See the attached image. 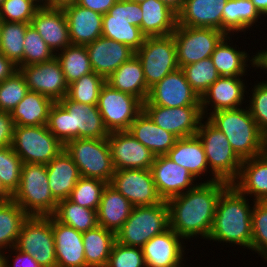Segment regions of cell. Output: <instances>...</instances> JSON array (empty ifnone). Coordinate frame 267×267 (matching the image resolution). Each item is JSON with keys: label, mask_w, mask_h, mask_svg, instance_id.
Instances as JSON below:
<instances>
[{"label": "cell", "mask_w": 267, "mask_h": 267, "mask_svg": "<svg viewBox=\"0 0 267 267\" xmlns=\"http://www.w3.org/2000/svg\"><path fill=\"white\" fill-rule=\"evenodd\" d=\"M232 184L242 194L252 197V201H267V156L263 153L244 159L239 176Z\"/></svg>", "instance_id": "28"}, {"label": "cell", "mask_w": 267, "mask_h": 267, "mask_svg": "<svg viewBox=\"0 0 267 267\" xmlns=\"http://www.w3.org/2000/svg\"><path fill=\"white\" fill-rule=\"evenodd\" d=\"M35 4H37L40 8L47 7V0H32Z\"/></svg>", "instance_id": "63"}, {"label": "cell", "mask_w": 267, "mask_h": 267, "mask_svg": "<svg viewBox=\"0 0 267 267\" xmlns=\"http://www.w3.org/2000/svg\"><path fill=\"white\" fill-rule=\"evenodd\" d=\"M133 207L149 206L162 202L150 169H122L116 170L109 183Z\"/></svg>", "instance_id": "15"}, {"label": "cell", "mask_w": 267, "mask_h": 267, "mask_svg": "<svg viewBox=\"0 0 267 267\" xmlns=\"http://www.w3.org/2000/svg\"><path fill=\"white\" fill-rule=\"evenodd\" d=\"M52 216L58 222L73 227L81 233L99 225L97 211L82 207L69 199L58 201L57 208Z\"/></svg>", "instance_id": "40"}, {"label": "cell", "mask_w": 267, "mask_h": 267, "mask_svg": "<svg viewBox=\"0 0 267 267\" xmlns=\"http://www.w3.org/2000/svg\"><path fill=\"white\" fill-rule=\"evenodd\" d=\"M18 70L30 91L46 95L54 102L67 96L69 85L56 57L48 62L22 66Z\"/></svg>", "instance_id": "18"}, {"label": "cell", "mask_w": 267, "mask_h": 267, "mask_svg": "<svg viewBox=\"0 0 267 267\" xmlns=\"http://www.w3.org/2000/svg\"><path fill=\"white\" fill-rule=\"evenodd\" d=\"M106 267H146L142 248L115 241Z\"/></svg>", "instance_id": "51"}, {"label": "cell", "mask_w": 267, "mask_h": 267, "mask_svg": "<svg viewBox=\"0 0 267 267\" xmlns=\"http://www.w3.org/2000/svg\"><path fill=\"white\" fill-rule=\"evenodd\" d=\"M1 22H2V20L0 19V33H1Z\"/></svg>", "instance_id": "66"}, {"label": "cell", "mask_w": 267, "mask_h": 267, "mask_svg": "<svg viewBox=\"0 0 267 267\" xmlns=\"http://www.w3.org/2000/svg\"><path fill=\"white\" fill-rule=\"evenodd\" d=\"M106 79L95 72L82 76L69 84L67 97L77 103L98 105L99 94Z\"/></svg>", "instance_id": "43"}, {"label": "cell", "mask_w": 267, "mask_h": 267, "mask_svg": "<svg viewBox=\"0 0 267 267\" xmlns=\"http://www.w3.org/2000/svg\"><path fill=\"white\" fill-rule=\"evenodd\" d=\"M106 83L114 89L137 97L143 103L147 100L150 91L144 78L141 62L136 55L114 71L106 79Z\"/></svg>", "instance_id": "35"}, {"label": "cell", "mask_w": 267, "mask_h": 267, "mask_svg": "<svg viewBox=\"0 0 267 267\" xmlns=\"http://www.w3.org/2000/svg\"><path fill=\"white\" fill-rule=\"evenodd\" d=\"M73 45H87L102 36L103 15L78 4L63 8Z\"/></svg>", "instance_id": "25"}, {"label": "cell", "mask_w": 267, "mask_h": 267, "mask_svg": "<svg viewBox=\"0 0 267 267\" xmlns=\"http://www.w3.org/2000/svg\"><path fill=\"white\" fill-rule=\"evenodd\" d=\"M22 164L11 145L0 147V179L12 195L19 186Z\"/></svg>", "instance_id": "48"}, {"label": "cell", "mask_w": 267, "mask_h": 267, "mask_svg": "<svg viewBox=\"0 0 267 267\" xmlns=\"http://www.w3.org/2000/svg\"><path fill=\"white\" fill-rule=\"evenodd\" d=\"M16 71H18L17 66L0 53V83L11 77Z\"/></svg>", "instance_id": "56"}, {"label": "cell", "mask_w": 267, "mask_h": 267, "mask_svg": "<svg viewBox=\"0 0 267 267\" xmlns=\"http://www.w3.org/2000/svg\"><path fill=\"white\" fill-rule=\"evenodd\" d=\"M202 119L196 135L203 144L212 176L204 182L225 181L232 184L239 176L242 159L232 149L225 134L207 118Z\"/></svg>", "instance_id": "5"}, {"label": "cell", "mask_w": 267, "mask_h": 267, "mask_svg": "<svg viewBox=\"0 0 267 267\" xmlns=\"http://www.w3.org/2000/svg\"><path fill=\"white\" fill-rule=\"evenodd\" d=\"M143 105L162 107L201 106L200 96L187 82L184 71L179 68L165 76L150 88Z\"/></svg>", "instance_id": "16"}, {"label": "cell", "mask_w": 267, "mask_h": 267, "mask_svg": "<svg viewBox=\"0 0 267 267\" xmlns=\"http://www.w3.org/2000/svg\"><path fill=\"white\" fill-rule=\"evenodd\" d=\"M30 23L1 22L0 53L16 66L23 60L24 39Z\"/></svg>", "instance_id": "42"}, {"label": "cell", "mask_w": 267, "mask_h": 267, "mask_svg": "<svg viewBox=\"0 0 267 267\" xmlns=\"http://www.w3.org/2000/svg\"><path fill=\"white\" fill-rule=\"evenodd\" d=\"M207 119L225 134L232 149L242 160L264 153V134L248 107L213 112Z\"/></svg>", "instance_id": "4"}, {"label": "cell", "mask_w": 267, "mask_h": 267, "mask_svg": "<svg viewBox=\"0 0 267 267\" xmlns=\"http://www.w3.org/2000/svg\"><path fill=\"white\" fill-rule=\"evenodd\" d=\"M15 247L33 256L41 267H56L52 216H28Z\"/></svg>", "instance_id": "12"}, {"label": "cell", "mask_w": 267, "mask_h": 267, "mask_svg": "<svg viewBox=\"0 0 267 267\" xmlns=\"http://www.w3.org/2000/svg\"><path fill=\"white\" fill-rule=\"evenodd\" d=\"M13 195L4 187L0 179V202L12 200Z\"/></svg>", "instance_id": "61"}, {"label": "cell", "mask_w": 267, "mask_h": 267, "mask_svg": "<svg viewBox=\"0 0 267 267\" xmlns=\"http://www.w3.org/2000/svg\"><path fill=\"white\" fill-rule=\"evenodd\" d=\"M230 36L231 35H226L220 41L210 58L220 76L244 77L247 75L245 74L248 72L247 68H254L253 55L252 57L249 56L246 50L240 51L239 47L237 49L236 44L231 45L233 42H231L232 36L231 38Z\"/></svg>", "instance_id": "33"}, {"label": "cell", "mask_w": 267, "mask_h": 267, "mask_svg": "<svg viewBox=\"0 0 267 267\" xmlns=\"http://www.w3.org/2000/svg\"><path fill=\"white\" fill-rule=\"evenodd\" d=\"M117 1L118 0H77L76 4L104 15L108 13L109 9Z\"/></svg>", "instance_id": "55"}, {"label": "cell", "mask_w": 267, "mask_h": 267, "mask_svg": "<svg viewBox=\"0 0 267 267\" xmlns=\"http://www.w3.org/2000/svg\"><path fill=\"white\" fill-rule=\"evenodd\" d=\"M251 251L267 261V201H254L252 209Z\"/></svg>", "instance_id": "47"}, {"label": "cell", "mask_w": 267, "mask_h": 267, "mask_svg": "<svg viewBox=\"0 0 267 267\" xmlns=\"http://www.w3.org/2000/svg\"><path fill=\"white\" fill-rule=\"evenodd\" d=\"M169 6L172 10L178 13L184 4L185 0H159Z\"/></svg>", "instance_id": "59"}, {"label": "cell", "mask_w": 267, "mask_h": 267, "mask_svg": "<svg viewBox=\"0 0 267 267\" xmlns=\"http://www.w3.org/2000/svg\"><path fill=\"white\" fill-rule=\"evenodd\" d=\"M248 200L233 184H229L218 198L213 226L207 241L240 245L241 248L250 250L254 201L250 204Z\"/></svg>", "instance_id": "2"}, {"label": "cell", "mask_w": 267, "mask_h": 267, "mask_svg": "<svg viewBox=\"0 0 267 267\" xmlns=\"http://www.w3.org/2000/svg\"><path fill=\"white\" fill-rule=\"evenodd\" d=\"M251 0H228L222 11V32L232 36L245 32L262 19ZM235 32V33H234Z\"/></svg>", "instance_id": "37"}, {"label": "cell", "mask_w": 267, "mask_h": 267, "mask_svg": "<svg viewBox=\"0 0 267 267\" xmlns=\"http://www.w3.org/2000/svg\"><path fill=\"white\" fill-rule=\"evenodd\" d=\"M228 0H185L177 25L222 31V11Z\"/></svg>", "instance_id": "27"}, {"label": "cell", "mask_w": 267, "mask_h": 267, "mask_svg": "<svg viewBox=\"0 0 267 267\" xmlns=\"http://www.w3.org/2000/svg\"><path fill=\"white\" fill-rule=\"evenodd\" d=\"M98 109L108 132L128 131L135 118L143 111V102L105 83L99 94Z\"/></svg>", "instance_id": "13"}, {"label": "cell", "mask_w": 267, "mask_h": 267, "mask_svg": "<svg viewBox=\"0 0 267 267\" xmlns=\"http://www.w3.org/2000/svg\"><path fill=\"white\" fill-rule=\"evenodd\" d=\"M107 184V182L99 179L81 176L68 199L82 207L97 211Z\"/></svg>", "instance_id": "45"}, {"label": "cell", "mask_w": 267, "mask_h": 267, "mask_svg": "<svg viewBox=\"0 0 267 267\" xmlns=\"http://www.w3.org/2000/svg\"><path fill=\"white\" fill-rule=\"evenodd\" d=\"M181 69L187 82L200 97L220 77L210 57L185 65Z\"/></svg>", "instance_id": "44"}, {"label": "cell", "mask_w": 267, "mask_h": 267, "mask_svg": "<svg viewBox=\"0 0 267 267\" xmlns=\"http://www.w3.org/2000/svg\"><path fill=\"white\" fill-rule=\"evenodd\" d=\"M139 58L147 87L150 89L168 74L179 69L173 35L145 37L135 52Z\"/></svg>", "instance_id": "11"}, {"label": "cell", "mask_w": 267, "mask_h": 267, "mask_svg": "<svg viewBox=\"0 0 267 267\" xmlns=\"http://www.w3.org/2000/svg\"><path fill=\"white\" fill-rule=\"evenodd\" d=\"M29 216H52L58 201L53 197L46 164L23 163L19 186L12 198Z\"/></svg>", "instance_id": "6"}, {"label": "cell", "mask_w": 267, "mask_h": 267, "mask_svg": "<svg viewBox=\"0 0 267 267\" xmlns=\"http://www.w3.org/2000/svg\"><path fill=\"white\" fill-rule=\"evenodd\" d=\"M142 10L140 30L145 37L171 35L177 26V13L159 0L139 4Z\"/></svg>", "instance_id": "34"}, {"label": "cell", "mask_w": 267, "mask_h": 267, "mask_svg": "<svg viewBox=\"0 0 267 267\" xmlns=\"http://www.w3.org/2000/svg\"><path fill=\"white\" fill-rule=\"evenodd\" d=\"M47 127L63 145L76 138L109 136L98 106L77 103L67 96L52 104Z\"/></svg>", "instance_id": "3"}, {"label": "cell", "mask_w": 267, "mask_h": 267, "mask_svg": "<svg viewBox=\"0 0 267 267\" xmlns=\"http://www.w3.org/2000/svg\"><path fill=\"white\" fill-rule=\"evenodd\" d=\"M14 127L11 113L0 111V147L12 145Z\"/></svg>", "instance_id": "53"}, {"label": "cell", "mask_w": 267, "mask_h": 267, "mask_svg": "<svg viewBox=\"0 0 267 267\" xmlns=\"http://www.w3.org/2000/svg\"><path fill=\"white\" fill-rule=\"evenodd\" d=\"M133 205L112 185L103 190L97 210L98 224L115 234L122 228L132 211Z\"/></svg>", "instance_id": "32"}, {"label": "cell", "mask_w": 267, "mask_h": 267, "mask_svg": "<svg viewBox=\"0 0 267 267\" xmlns=\"http://www.w3.org/2000/svg\"><path fill=\"white\" fill-rule=\"evenodd\" d=\"M244 81L242 77L220 76L200 97L203 117L207 118L213 112L243 107L242 104L247 101L245 94H250Z\"/></svg>", "instance_id": "19"}, {"label": "cell", "mask_w": 267, "mask_h": 267, "mask_svg": "<svg viewBox=\"0 0 267 267\" xmlns=\"http://www.w3.org/2000/svg\"><path fill=\"white\" fill-rule=\"evenodd\" d=\"M150 170L157 192L165 201L189 191L198 184L197 179L186 168L166 155L156 156Z\"/></svg>", "instance_id": "21"}, {"label": "cell", "mask_w": 267, "mask_h": 267, "mask_svg": "<svg viewBox=\"0 0 267 267\" xmlns=\"http://www.w3.org/2000/svg\"><path fill=\"white\" fill-rule=\"evenodd\" d=\"M30 24L54 54L71 45L66 14L63 9L39 8Z\"/></svg>", "instance_id": "24"}, {"label": "cell", "mask_w": 267, "mask_h": 267, "mask_svg": "<svg viewBox=\"0 0 267 267\" xmlns=\"http://www.w3.org/2000/svg\"><path fill=\"white\" fill-rule=\"evenodd\" d=\"M142 17L139 4L118 0L103 15L102 37L125 44L136 52L145 39L140 30Z\"/></svg>", "instance_id": "9"}, {"label": "cell", "mask_w": 267, "mask_h": 267, "mask_svg": "<svg viewBox=\"0 0 267 267\" xmlns=\"http://www.w3.org/2000/svg\"><path fill=\"white\" fill-rule=\"evenodd\" d=\"M228 185L221 180L198 182L189 191L168 199L170 228L183 240L208 239L218 198Z\"/></svg>", "instance_id": "1"}, {"label": "cell", "mask_w": 267, "mask_h": 267, "mask_svg": "<svg viewBox=\"0 0 267 267\" xmlns=\"http://www.w3.org/2000/svg\"><path fill=\"white\" fill-rule=\"evenodd\" d=\"M253 67H255L254 69H262V70H266L267 73V50H259L258 52H256L255 55H253Z\"/></svg>", "instance_id": "57"}, {"label": "cell", "mask_w": 267, "mask_h": 267, "mask_svg": "<svg viewBox=\"0 0 267 267\" xmlns=\"http://www.w3.org/2000/svg\"><path fill=\"white\" fill-rule=\"evenodd\" d=\"M8 251H11L9 254H14L13 264H11V255L5 254L6 267H41L38 262L34 259L33 256L21 252L16 247L10 248ZM13 251V252H12ZM7 256V257H6ZM10 263V264H9ZM11 265V266H10Z\"/></svg>", "instance_id": "54"}, {"label": "cell", "mask_w": 267, "mask_h": 267, "mask_svg": "<svg viewBox=\"0 0 267 267\" xmlns=\"http://www.w3.org/2000/svg\"><path fill=\"white\" fill-rule=\"evenodd\" d=\"M184 241L174 230L151 238L141 248L146 267H179L186 262Z\"/></svg>", "instance_id": "22"}, {"label": "cell", "mask_w": 267, "mask_h": 267, "mask_svg": "<svg viewBox=\"0 0 267 267\" xmlns=\"http://www.w3.org/2000/svg\"><path fill=\"white\" fill-rule=\"evenodd\" d=\"M64 149L78 166L82 177L111 182L115 170L108 138H76L68 141Z\"/></svg>", "instance_id": "8"}, {"label": "cell", "mask_w": 267, "mask_h": 267, "mask_svg": "<svg viewBox=\"0 0 267 267\" xmlns=\"http://www.w3.org/2000/svg\"><path fill=\"white\" fill-rule=\"evenodd\" d=\"M61 65L67 84L94 72L85 45H69L55 54Z\"/></svg>", "instance_id": "41"}, {"label": "cell", "mask_w": 267, "mask_h": 267, "mask_svg": "<svg viewBox=\"0 0 267 267\" xmlns=\"http://www.w3.org/2000/svg\"><path fill=\"white\" fill-rule=\"evenodd\" d=\"M107 138L115 171L151 168L156 156L129 131L110 132Z\"/></svg>", "instance_id": "20"}, {"label": "cell", "mask_w": 267, "mask_h": 267, "mask_svg": "<svg viewBox=\"0 0 267 267\" xmlns=\"http://www.w3.org/2000/svg\"><path fill=\"white\" fill-rule=\"evenodd\" d=\"M53 103L54 101L46 95L29 90L11 112L15 126L47 125Z\"/></svg>", "instance_id": "36"}, {"label": "cell", "mask_w": 267, "mask_h": 267, "mask_svg": "<svg viewBox=\"0 0 267 267\" xmlns=\"http://www.w3.org/2000/svg\"><path fill=\"white\" fill-rule=\"evenodd\" d=\"M264 154L267 156V134L264 135Z\"/></svg>", "instance_id": "64"}, {"label": "cell", "mask_w": 267, "mask_h": 267, "mask_svg": "<svg viewBox=\"0 0 267 267\" xmlns=\"http://www.w3.org/2000/svg\"><path fill=\"white\" fill-rule=\"evenodd\" d=\"M48 184L53 197L57 200L68 199L80 179L78 166L63 149L47 165Z\"/></svg>", "instance_id": "29"}, {"label": "cell", "mask_w": 267, "mask_h": 267, "mask_svg": "<svg viewBox=\"0 0 267 267\" xmlns=\"http://www.w3.org/2000/svg\"><path fill=\"white\" fill-rule=\"evenodd\" d=\"M128 131L155 156L166 155L178 140L175 135L156 125L144 110Z\"/></svg>", "instance_id": "30"}, {"label": "cell", "mask_w": 267, "mask_h": 267, "mask_svg": "<svg viewBox=\"0 0 267 267\" xmlns=\"http://www.w3.org/2000/svg\"><path fill=\"white\" fill-rule=\"evenodd\" d=\"M125 1H130V2H135L137 4H140L142 2H145L146 0H125Z\"/></svg>", "instance_id": "65"}, {"label": "cell", "mask_w": 267, "mask_h": 267, "mask_svg": "<svg viewBox=\"0 0 267 267\" xmlns=\"http://www.w3.org/2000/svg\"><path fill=\"white\" fill-rule=\"evenodd\" d=\"M252 93L247 104L250 114L257 123L259 130L267 134V81L257 82L250 91Z\"/></svg>", "instance_id": "52"}, {"label": "cell", "mask_w": 267, "mask_h": 267, "mask_svg": "<svg viewBox=\"0 0 267 267\" xmlns=\"http://www.w3.org/2000/svg\"><path fill=\"white\" fill-rule=\"evenodd\" d=\"M55 54L45 43L43 38L29 24L25 33L23 60L17 65L19 69L22 66L32 65L51 61Z\"/></svg>", "instance_id": "46"}, {"label": "cell", "mask_w": 267, "mask_h": 267, "mask_svg": "<svg viewBox=\"0 0 267 267\" xmlns=\"http://www.w3.org/2000/svg\"><path fill=\"white\" fill-rule=\"evenodd\" d=\"M77 0H47V8L63 9L66 6L75 4Z\"/></svg>", "instance_id": "58"}, {"label": "cell", "mask_w": 267, "mask_h": 267, "mask_svg": "<svg viewBox=\"0 0 267 267\" xmlns=\"http://www.w3.org/2000/svg\"><path fill=\"white\" fill-rule=\"evenodd\" d=\"M39 8L32 0H3L0 19L5 22L30 23Z\"/></svg>", "instance_id": "50"}, {"label": "cell", "mask_w": 267, "mask_h": 267, "mask_svg": "<svg viewBox=\"0 0 267 267\" xmlns=\"http://www.w3.org/2000/svg\"><path fill=\"white\" fill-rule=\"evenodd\" d=\"M176 44L179 68L211 57L217 45L227 35L218 29L177 25L172 33Z\"/></svg>", "instance_id": "14"}, {"label": "cell", "mask_w": 267, "mask_h": 267, "mask_svg": "<svg viewBox=\"0 0 267 267\" xmlns=\"http://www.w3.org/2000/svg\"><path fill=\"white\" fill-rule=\"evenodd\" d=\"M143 110L156 125L172 133L177 138L196 135L204 118L201 106L162 107L143 105Z\"/></svg>", "instance_id": "17"}, {"label": "cell", "mask_w": 267, "mask_h": 267, "mask_svg": "<svg viewBox=\"0 0 267 267\" xmlns=\"http://www.w3.org/2000/svg\"><path fill=\"white\" fill-rule=\"evenodd\" d=\"M84 255L87 267H106L116 234L97 226L82 233Z\"/></svg>", "instance_id": "38"}, {"label": "cell", "mask_w": 267, "mask_h": 267, "mask_svg": "<svg viewBox=\"0 0 267 267\" xmlns=\"http://www.w3.org/2000/svg\"><path fill=\"white\" fill-rule=\"evenodd\" d=\"M56 267H87L82 233L58 222L52 216Z\"/></svg>", "instance_id": "26"}, {"label": "cell", "mask_w": 267, "mask_h": 267, "mask_svg": "<svg viewBox=\"0 0 267 267\" xmlns=\"http://www.w3.org/2000/svg\"><path fill=\"white\" fill-rule=\"evenodd\" d=\"M166 156L186 168L197 180L210 174L202 142L197 135L178 138ZM201 178V179H200Z\"/></svg>", "instance_id": "31"}, {"label": "cell", "mask_w": 267, "mask_h": 267, "mask_svg": "<svg viewBox=\"0 0 267 267\" xmlns=\"http://www.w3.org/2000/svg\"><path fill=\"white\" fill-rule=\"evenodd\" d=\"M28 91L24 76L16 71L0 83V111L11 113Z\"/></svg>", "instance_id": "49"}, {"label": "cell", "mask_w": 267, "mask_h": 267, "mask_svg": "<svg viewBox=\"0 0 267 267\" xmlns=\"http://www.w3.org/2000/svg\"><path fill=\"white\" fill-rule=\"evenodd\" d=\"M11 146L22 163L46 165L64 149L47 125L15 126Z\"/></svg>", "instance_id": "10"}, {"label": "cell", "mask_w": 267, "mask_h": 267, "mask_svg": "<svg viewBox=\"0 0 267 267\" xmlns=\"http://www.w3.org/2000/svg\"><path fill=\"white\" fill-rule=\"evenodd\" d=\"M258 12L266 17L267 15V0H251Z\"/></svg>", "instance_id": "60"}, {"label": "cell", "mask_w": 267, "mask_h": 267, "mask_svg": "<svg viewBox=\"0 0 267 267\" xmlns=\"http://www.w3.org/2000/svg\"><path fill=\"white\" fill-rule=\"evenodd\" d=\"M85 47L93 71L105 79L135 55L129 46L102 36Z\"/></svg>", "instance_id": "23"}, {"label": "cell", "mask_w": 267, "mask_h": 267, "mask_svg": "<svg viewBox=\"0 0 267 267\" xmlns=\"http://www.w3.org/2000/svg\"><path fill=\"white\" fill-rule=\"evenodd\" d=\"M170 228L167 201L133 207L130 216L116 233V241L125 246L142 247L154 236Z\"/></svg>", "instance_id": "7"}, {"label": "cell", "mask_w": 267, "mask_h": 267, "mask_svg": "<svg viewBox=\"0 0 267 267\" xmlns=\"http://www.w3.org/2000/svg\"><path fill=\"white\" fill-rule=\"evenodd\" d=\"M0 267H6L5 251H0Z\"/></svg>", "instance_id": "62"}, {"label": "cell", "mask_w": 267, "mask_h": 267, "mask_svg": "<svg viewBox=\"0 0 267 267\" xmlns=\"http://www.w3.org/2000/svg\"><path fill=\"white\" fill-rule=\"evenodd\" d=\"M28 214L12 199L0 202V251L16 246L19 234ZM7 249V250H6Z\"/></svg>", "instance_id": "39"}]
</instances>
